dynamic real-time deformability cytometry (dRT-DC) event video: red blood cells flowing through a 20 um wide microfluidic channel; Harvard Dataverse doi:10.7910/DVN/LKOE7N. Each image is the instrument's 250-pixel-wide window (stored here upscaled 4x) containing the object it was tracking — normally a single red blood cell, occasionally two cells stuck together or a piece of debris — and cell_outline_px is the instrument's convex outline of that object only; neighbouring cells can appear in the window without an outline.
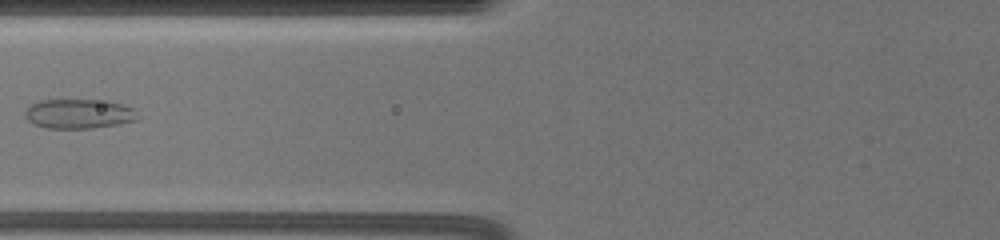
{"species": "common noctule bat (a hibernating species)", "species_latin": "Nyctalus noctula", "temperature_condition": "warm", "stored_images_in_passage": 4, "camera_frame_rate_fps": 3000, "um_per_image_px": 0.085, "animal": {"sex": "female", "body_mass_g": 19.5, "forearm_length_mm": 54.1}, "frame": {"image": 1, "passage_image": 3, "time_ms": 2.0, "image_size_px": [1000, 240], "cell_outline_px": [[140, 120], [120, 124], [92, 128], [48, 128], [32, 124], [24, 116], [24, 112], [28, 104], [40, 100], [108, 100], [136, 108], [140, 116]], "centroid_in_image_um": [6.75, 9.67], "position_along_channel_um": 119.1, "area_um2": 19.94}}
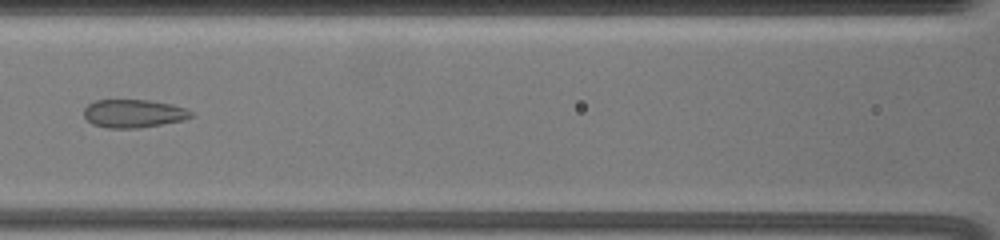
{"frame": {"image": 2, "passage_image": 4, "time_ms": 3.0, "image_size_px": [1000, 240], "cell_outline_px": [[196, 116], [184, 120], [140, 128], [104, 128], [92, 124], [84, 116], [84, 108], [88, 104], [96, 100], [148, 100], [172, 104], [188, 108]], "centroid_in_image_um": [11.39, 9.65], "position_along_channel_um": 155.2, "area_um2": 17.86}}